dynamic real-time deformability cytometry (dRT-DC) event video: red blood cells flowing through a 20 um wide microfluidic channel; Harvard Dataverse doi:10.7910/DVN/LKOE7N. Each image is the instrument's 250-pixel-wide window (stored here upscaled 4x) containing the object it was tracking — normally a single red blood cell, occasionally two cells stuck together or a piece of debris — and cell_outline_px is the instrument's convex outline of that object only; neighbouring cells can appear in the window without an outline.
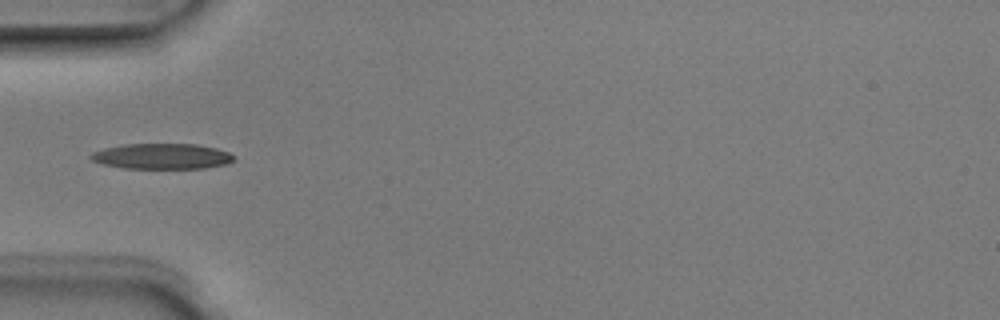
{"species": "Egyptian fruit bat (a non-hibernating species)", "species_latin": "Rousettus aegyptiacus", "temperature_condition": "room temperature", "stored_images_in_passage": 4, "camera_frame_rate_fps": 3000, "um_per_image_px": 0.085, "animal": {"sex": "male"}, "frame": {"image": 1, "passage_image": 4, "time_ms": 1.0, "image_size_px": [1000, 320], "cell_outline_px": [[236, 156], [228, 164], [204, 168], [124, 168], [104, 164], [92, 160], [88, 156], [92, 152], [104, 148], [124, 144], [196, 144], [216, 148], [228, 152]], "centroid_in_image_um": [13.77, 13.28], "position_along_channel_um": 71.2, "area_um2": 21.27}}